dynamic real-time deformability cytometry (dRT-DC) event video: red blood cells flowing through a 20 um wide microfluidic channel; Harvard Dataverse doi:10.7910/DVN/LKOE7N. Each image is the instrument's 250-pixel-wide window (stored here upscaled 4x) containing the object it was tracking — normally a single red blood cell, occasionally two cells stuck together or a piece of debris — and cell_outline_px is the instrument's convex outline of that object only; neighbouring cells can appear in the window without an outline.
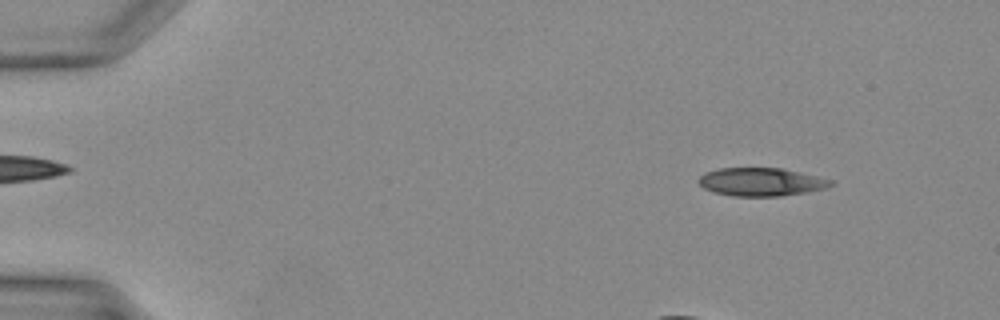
{"species": "Egyptian fruit bat (a non-hibernating species)", "species_latin": "Rousettus aegyptiacus", "temperature_condition": "warm", "stored_images_in_passage": 30, "camera_frame_rate_fps": 3000, "um_per_image_px": 0.085, "animal": {"sex": "female"}, "frame": {"image": 1, "passage_image": 1, "time_ms": 0.0, "image_size_px": [1000, 320], "cell_outline_px": [[836, 184], [828, 188], [780, 196], [732, 196], [716, 192], [704, 188], [696, 180], [704, 172], [720, 168], [780, 168], [816, 176], [832, 180]], "centroid_in_image_um": [64.69, 15.46], "position_along_channel_um": 20.3, "area_um2": 21.62}}